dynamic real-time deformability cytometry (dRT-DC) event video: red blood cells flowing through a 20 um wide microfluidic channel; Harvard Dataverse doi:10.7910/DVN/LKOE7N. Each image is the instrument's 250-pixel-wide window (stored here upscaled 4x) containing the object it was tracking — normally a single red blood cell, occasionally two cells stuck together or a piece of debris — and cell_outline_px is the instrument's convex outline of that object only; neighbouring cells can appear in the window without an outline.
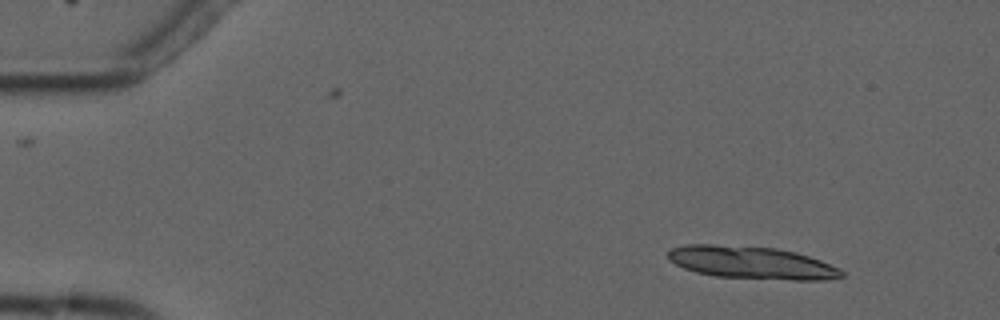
{"species": "common noctule bat (a hibernating species)", "species_latin": "Nyctalus noctula", "temperature_condition": "cold", "stored_images_in_passage": 2, "camera_frame_rate_fps": 3000, "um_per_image_px": 0.085, "animal": {"sex": "male", "forearm_length_mm": 52.5}, "frame": {"image": 1, "passage_image": 2, "time_ms": 2.0, "image_size_px": [1000, 320], "cell_outline_px": [[844, 276], [824, 280], [792, 280], [716, 276], [696, 272], [684, 268], [668, 260], [668, 252], [672, 248], [684, 244], [712, 244], [776, 248], [796, 252], [820, 260], [840, 268], [844, 272]], "centroid_in_image_um": [63.89, 22.32], "position_along_channel_um": 21.1, "area_um2": 32.95}}